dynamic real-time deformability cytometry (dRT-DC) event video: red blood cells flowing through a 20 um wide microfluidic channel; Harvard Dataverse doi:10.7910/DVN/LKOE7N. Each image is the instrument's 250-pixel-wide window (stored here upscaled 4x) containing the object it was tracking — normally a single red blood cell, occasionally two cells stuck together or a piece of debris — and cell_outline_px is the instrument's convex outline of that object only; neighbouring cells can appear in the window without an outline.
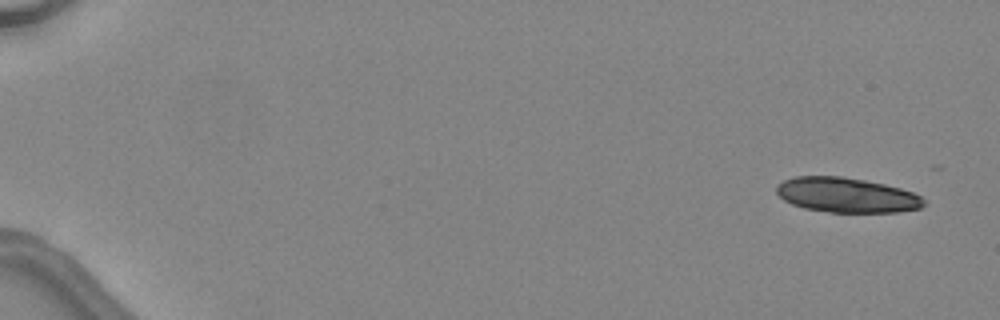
{"species": "common noctule bat (a hibernating species)", "species_latin": "Nyctalus noctula", "temperature_condition": "warm", "stored_images_in_passage": 5, "camera_frame_rate_fps": 3000, "um_per_image_px": 0.085, "animal": {"sex": "female", "body_mass_g": 24.6, "forearm_length_mm": 56.2}, "frame": {"image": 1, "passage_image": 1, "time_ms": 0.0, "image_size_px": [1000, 320], "cell_outline_px": [[928, 204], [920, 208], [896, 212], [828, 212], [804, 208], [792, 204], [784, 200], [776, 192], [776, 184], [784, 180], [796, 176], [840, 176], [864, 180], [884, 184], [900, 188], [912, 192], [920, 196]], "centroid_in_image_um": [71.95, 16.58], "position_along_channel_um": 13.0, "area_um2": 29.94}}